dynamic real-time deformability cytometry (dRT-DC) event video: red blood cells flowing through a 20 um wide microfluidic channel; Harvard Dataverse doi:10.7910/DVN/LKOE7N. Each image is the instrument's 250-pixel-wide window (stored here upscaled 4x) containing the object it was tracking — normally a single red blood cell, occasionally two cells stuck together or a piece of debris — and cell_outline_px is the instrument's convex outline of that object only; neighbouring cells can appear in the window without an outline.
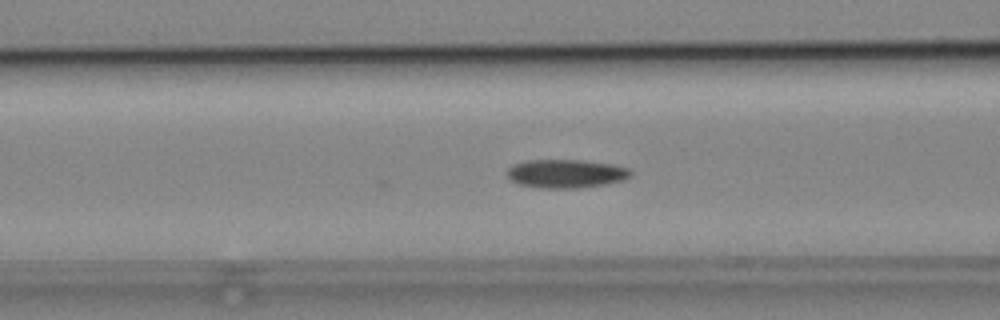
{"species": "common noctule bat (a hibernating species)", "species_latin": "Nyctalus noctula", "temperature_condition": "cold", "stored_images_in_passage": 37, "camera_frame_rate_fps": 3000, "um_per_image_px": 0.085, "animal": {"sex": "male", "body_mass_g": 19.2, "forearm_length_mm": 51.8}, "frame": {"image": 1, "passage_image": 5, "time_ms": 1.333, "image_size_px": [1000, 320], "cell_outline_px": [[632, 176], [624, 180], [604, 184], [576, 188], [540, 188], [520, 184], [512, 180], [508, 176], [508, 168], [512, 164], [528, 160], [584, 160], [612, 164], [628, 168], [632, 172]], "centroid_in_image_um": [48.13, 14.75], "position_along_channel_um": 118.5, "area_um2": 20.52}}
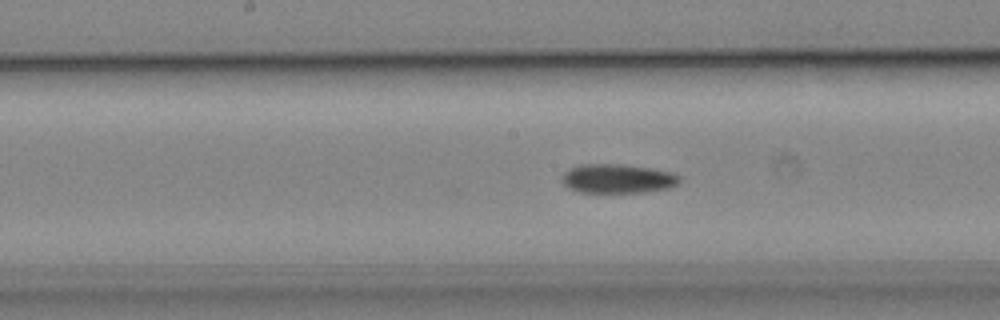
{"frame": {"image": 2, "passage_image": 11, "time_ms": 3.333, "image_size_px": [1000, 320], "cell_outline_px": [[680, 180], [676, 184], [668, 188], [644, 192], [580, 192], [564, 184], [564, 172], [568, 168], [580, 164], [624, 164], [652, 168], [672, 172], [680, 176]], "centroid_in_image_um": [52.53, 15.16], "position_along_channel_um": 195.7, "area_um2": 19.83}}
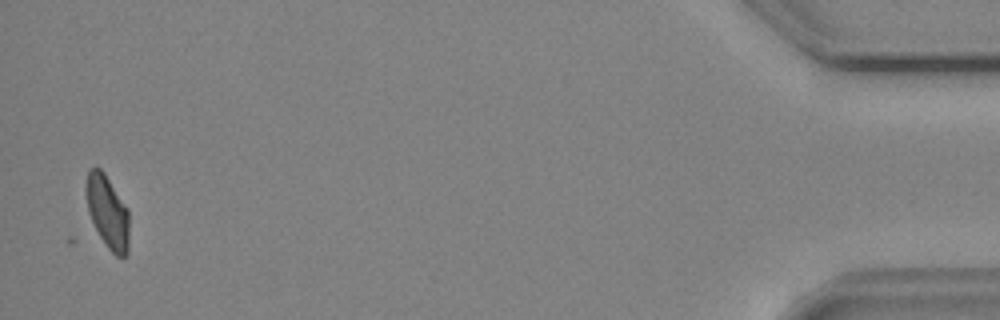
{"frame": {"image": 3, "passage_image": 36, "time_ms": 11.667, "image_size_px": [1000, 320], "cell_outline_px": [[128, 252], [124, 256], [116, 256], [108, 248], [100, 236], [88, 212], [84, 188], [84, 184], [88, 168], [100, 168], [104, 172], [128, 212]], "centroid_in_image_um": [9.09, 17.98], "position_along_channel_um": 426.1, "area_um2": 18.03}}